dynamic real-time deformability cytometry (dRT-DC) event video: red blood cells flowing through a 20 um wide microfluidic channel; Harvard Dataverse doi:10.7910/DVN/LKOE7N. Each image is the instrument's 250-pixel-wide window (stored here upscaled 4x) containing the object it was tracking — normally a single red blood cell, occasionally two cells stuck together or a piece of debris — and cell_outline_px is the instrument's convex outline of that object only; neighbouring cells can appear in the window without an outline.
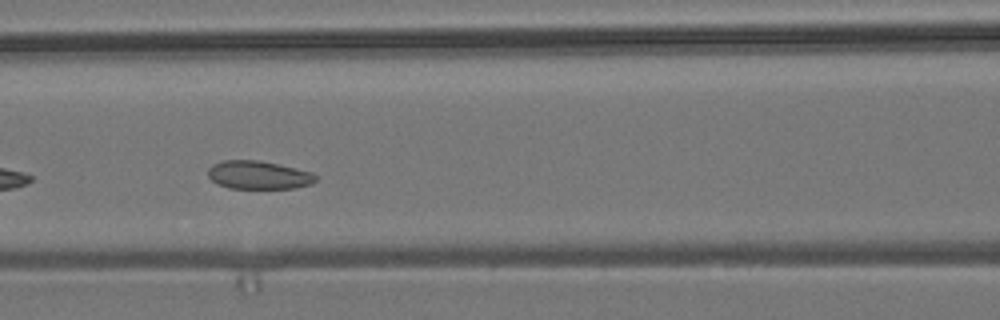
{"species": "common noctule bat (a hibernating species)", "species_latin": "Nyctalus noctula", "temperature_condition": "room temperature", "stored_images_in_passage": 9, "camera_frame_rate_fps": 3000, "um_per_image_px": 0.085, "animal": {"sex": "male", "body_mass_g": 19.2, "forearm_length_mm": 51.8}, "frame": {"image": 1, "passage_image": 6, "time_ms": 5.667, "image_size_px": [1000, 320], "cell_outline_px": [[316, 180], [312, 184], [292, 188], [228, 188], [212, 180], [208, 176], [208, 168], [212, 164], [224, 160], [256, 160], [276, 164], [312, 172], [316, 176]], "centroid_in_image_um": [21.96, 14.87], "position_along_channel_um": 144.6, "area_um2": 17.51}}
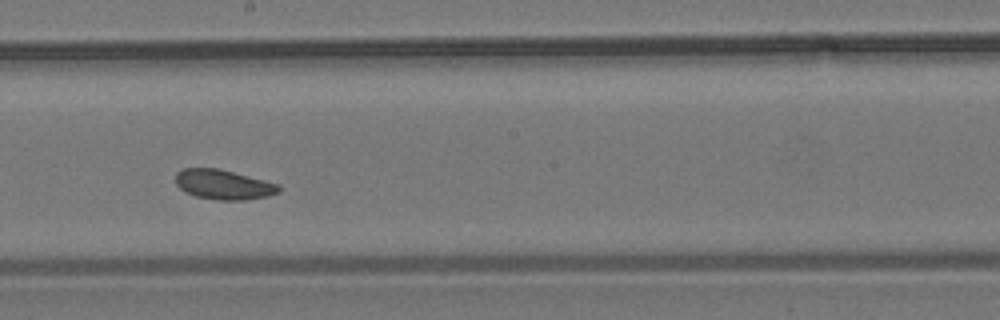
{"frame": {"image": 2, "passage_image": 8, "time_ms": 8.0, "image_size_px": [1000, 320], "cell_outline_px": [[280, 192], [268, 196], [248, 200], [216, 200], [196, 196], [184, 192], [176, 184], [176, 172], [184, 168], [216, 168], [280, 184]], "centroid_in_image_um": [19.0, 15.7], "position_along_channel_um": 229.2, "area_um2": 17.92}}
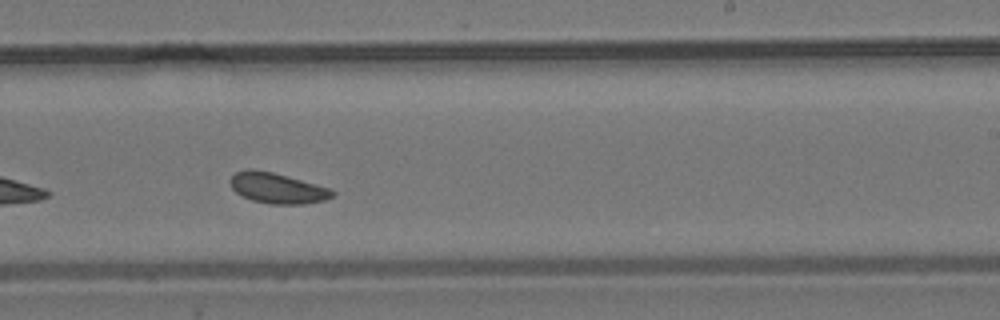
{"frame": {"image": 3, "passage_image": 9, "time_ms": 9.0, "image_size_px": [1000, 320], "cell_outline_px": [[336, 196], [324, 200], [304, 204], [268, 204], [252, 200], [236, 192], [232, 188], [228, 180], [236, 172], [248, 168], [252, 168], [272, 172], [288, 176], [332, 188], [336, 192]], "centroid_in_image_um": [23.6, 15.98], "position_along_channel_um": 265.4, "area_um2": 18.44}}